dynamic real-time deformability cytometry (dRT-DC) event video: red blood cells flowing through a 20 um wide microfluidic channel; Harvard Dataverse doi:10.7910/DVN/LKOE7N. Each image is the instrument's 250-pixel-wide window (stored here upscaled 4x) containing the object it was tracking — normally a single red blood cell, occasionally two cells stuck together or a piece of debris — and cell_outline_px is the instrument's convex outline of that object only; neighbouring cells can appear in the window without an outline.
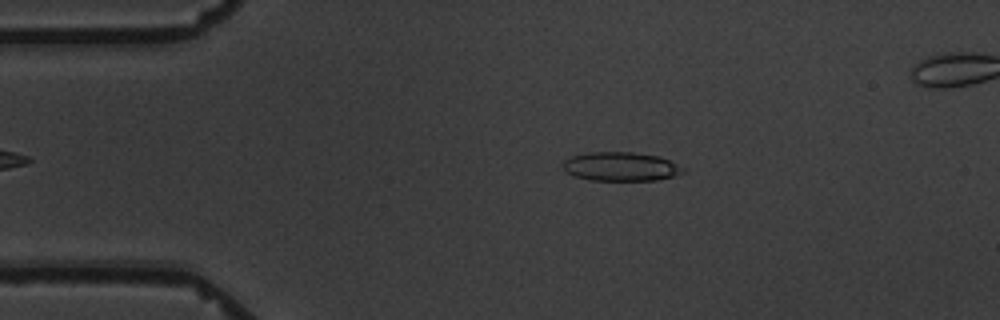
{"species": "common noctule bat (a hibernating species)", "species_latin": "Nyctalus noctula", "temperature_condition": "warm", "stored_images_in_passage": 14, "camera_frame_rate_fps": 3000, "um_per_image_px": 0.085, "animal": {"sex": "male", "body_mass_g": 19.5, "forearm_length_mm": 54.6}, "frame": {"image": 1, "passage_image": 1, "time_ms": 0.0, "image_size_px": [1000, 320], "cell_outline_px": [[688, 168], [684, 172], [672, 176], [656, 180], [588, 180], [564, 172], [564, 160], [572, 156], [588, 152], [632, 152], [660, 156]], "centroid_in_image_um": [52.8, 14.15], "position_along_channel_um": 32.2, "area_um2": 20.35}}
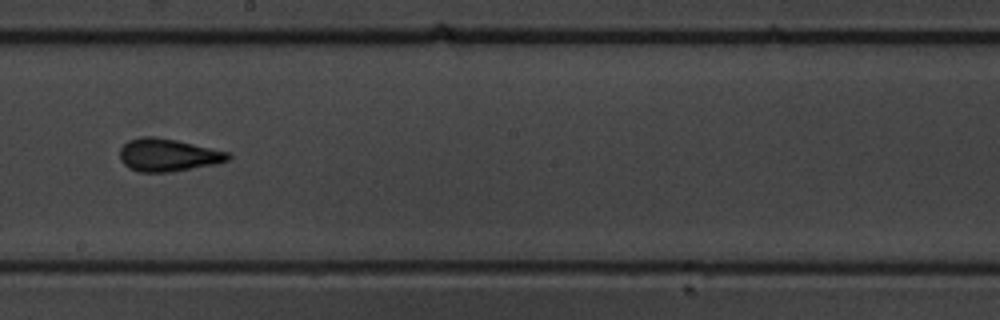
{"frame": {"image": 2, "passage_image": 7, "time_ms": 7.0, "image_size_px": [1000, 320], "cell_outline_px": [[232, 156], [228, 160], [216, 164], [172, 172], [140, 172], [128, 168], [120, 160], [120, 148], [128, 140], [144, 136], [152, 136], [176, 140], [228, 152]], "centroid_in_image_um": [14.26, 13.18], "position_along_channel_um": 233.9, "area_um2": 20.63}}
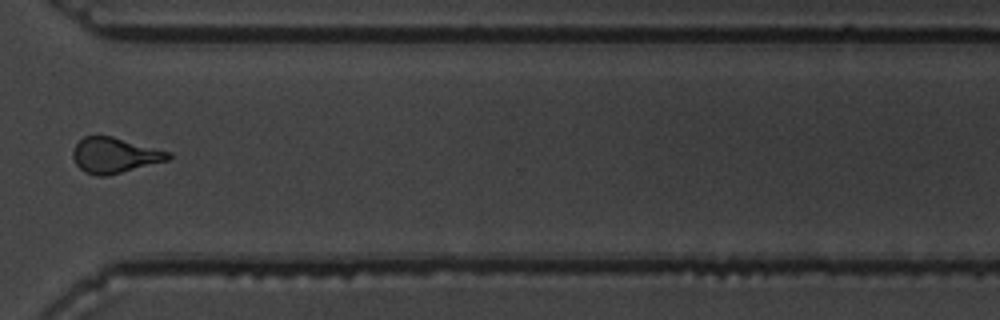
{"frame": {"image": 3, "passage_image": 10, "time_ms": 10.667, "image_size_px": [1000, 320], "cell_outline_px": [[172, 156], [168, 160], [108, 176], [96, 176], [84, 172], [76, 164], [72, 156], [72, 152], [76, 144], [84, 136], [112, 136], [172, 152]], "centroid_in_image_um": [9.75, 13.2], "position_along_channel_um": 360.9, "area_um2": 19.77}, "authors_computed_cell_mechanics": {"area_um2": 19.8543, "velocity_mm_per_s": 3.4714, "shape_relaxation_time_tau1_ms": null, "shape_relaxation_time_tau2_ms": 1.5224, "deformation_change_tau1": null, "deformation_change_tau2": 0.0956}}